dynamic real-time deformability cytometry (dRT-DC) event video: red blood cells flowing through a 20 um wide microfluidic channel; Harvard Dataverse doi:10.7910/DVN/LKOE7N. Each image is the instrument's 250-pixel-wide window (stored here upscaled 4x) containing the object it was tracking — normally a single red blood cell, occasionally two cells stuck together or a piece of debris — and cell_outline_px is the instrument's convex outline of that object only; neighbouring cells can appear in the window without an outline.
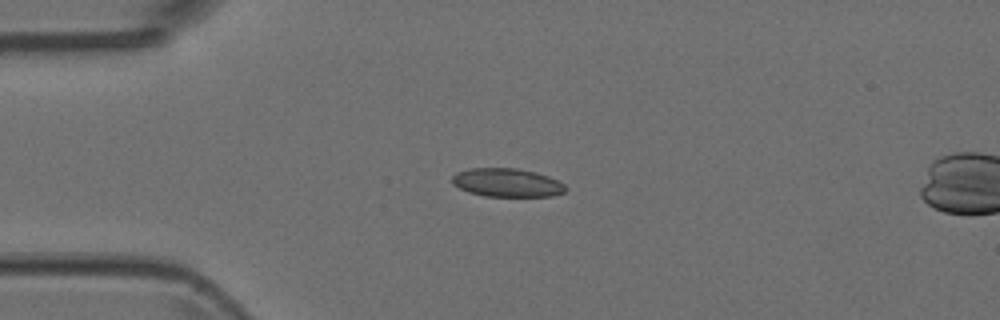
{"species": "Egyptian fruit bat (a non-hibernating species)", "species_latin": "Rousettus aegyptiacus", "temperature_condition": "room temperature", "stored_images_in_passage": 6, "camera_frame_rate_fps": 3000, "um_per_image_px": 0.085, "animal": {"sex": "female"}, "frame": {"image": 1, "passage_image": 3, "time_ms": 0.667, "image_size_px": [1000, 320], "cell_outline_px": [[568, 188], [564, 192], [552, 196], [484, 196], [468, 192], [452, 184], [452, 176], [456, 172], [468, 168], [516, 168], [536, 172], [548, 176], [564, 184]], "centroid_in_image_um": [43.08, 15.52], "position_along_channel_um": 41.9, "area_um2": 18.9}}
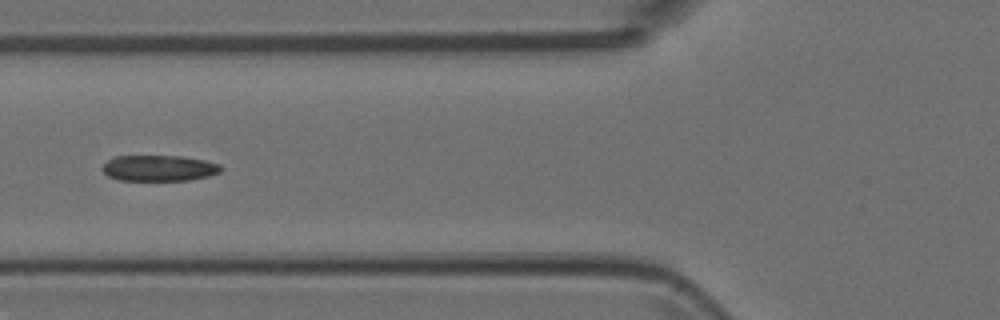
{"frame": {"image": 2, "passage_image": 5, "time_ms": 1.333, "image_size_px": [1000, 320], "cell_outline_px": [[224, 168], [220, 172], [208, 176], [188, 180], [116, 180], [108, 176], [100, 168], [108, 160], [116, 156], [180, 156], [204, 160], [220, 164]], "centroid_in_image_um": [13.51, 14.29], "position_along_channel_um": 112.3, "area_um2": 17.92}}
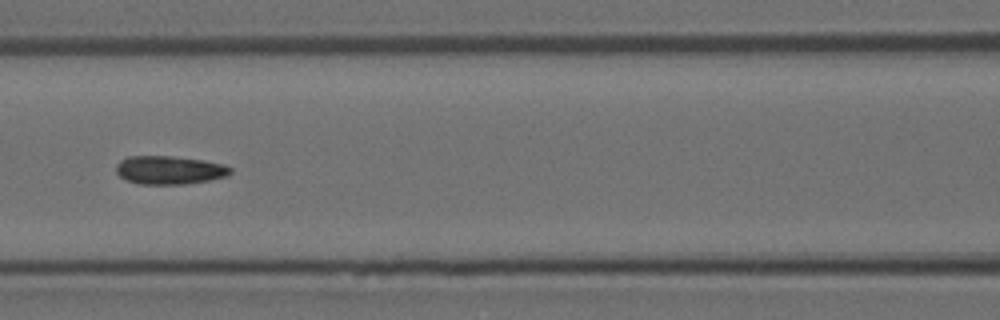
{"frame": {"image": 3, "passage_image": 6, "time_ms": 1.667, "image_size_px": [1000, 320], "cell_outline_px": [[232, 172], [228, 176], [208, 180], [184, 184], [140, 184], [124, 180], [116, 172], [116, 164], [120, 160], [128, 156], [172, 156], [204, 160], [224, 164], [232, 168]], "centroid_in_image_um": [14.39, 14.45], "position_along_channel_um": 152.2, "area_um2": 19.07}}